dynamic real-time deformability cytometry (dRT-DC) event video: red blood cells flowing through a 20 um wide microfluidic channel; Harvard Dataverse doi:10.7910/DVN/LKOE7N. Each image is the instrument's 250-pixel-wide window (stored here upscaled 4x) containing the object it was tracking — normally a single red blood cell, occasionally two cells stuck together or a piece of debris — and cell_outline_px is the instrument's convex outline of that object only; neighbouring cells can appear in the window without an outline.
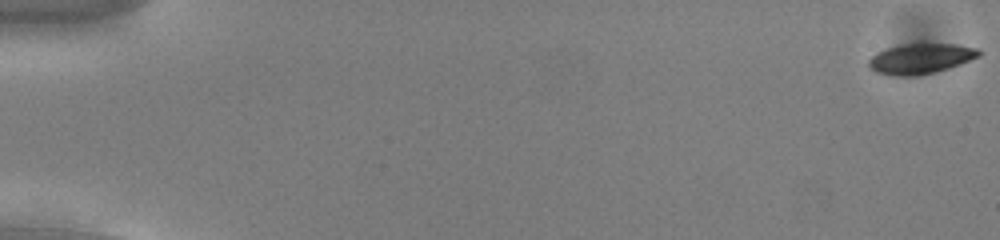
{"species": "common noctule bat (a hibernating species)", "species_latin": "Nyctalus noctula", "temperature_condition": "cold", "stored_images_in_passage": 56, "camera_frame_rate_fps": 3000, "um_per_image_px": 0.085, "animal": {"sex": "male", "body_mass_g": 13.0, "forearm_length_mm": 53.1}, "frame": {"image": 1, "passage_image": 1, "time_ms": 0.0, "image_size_px": [1000, 240], "cell_outline_px": [[980, 56], [960, 64], [948, 68], [916, 76], [900, 76], [876, 72], [868, 68], [868, 60], [876, 52], [888, 48], [904, 44], [956, 44], [980, 48]], "centroid_in_image_um": [78.25, 4.98], "position_along_channel_um": 6.8, "area_um2": 19.31}}
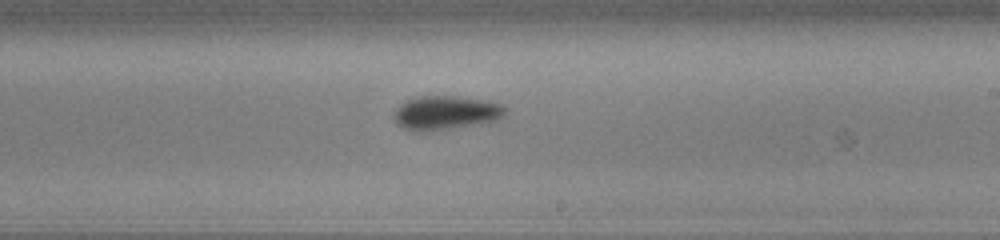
{"frame": {"image": 2, "passage_image": 34, "time_ms": 11.0, "image_size_px": [1000, 240], "cell_outline_px": [[508, 108], [500, 120], [476, 124], [424, 132], [404, 128], [396, 124], [392, 116], [396, 108], [400, 104], [408, 100], [420, 96], [456, 96], [488, 100], [500, 104]], "centroid_in_image_um": [37.9, 9.58], "position_along_channel_um": 251.1, "area_um2": 22.08}}
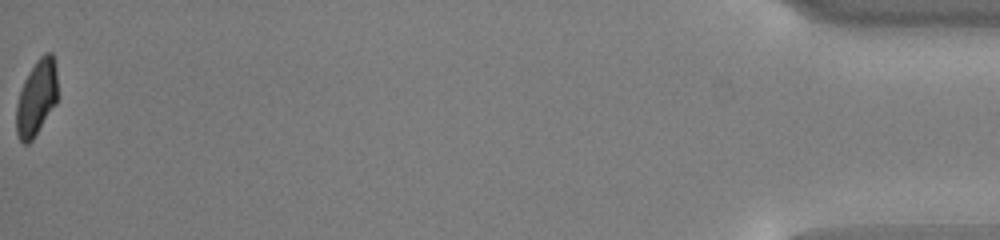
{"frame": {"image": 3, "passage_image": 56, "time_ms": 18.333, "image_size_px": [1000, 240], "cell_outline_px": [[56, 104], [32, 140], [28, 144], [24, 144], [20, 140], [16, 132], [16, 104], [24, 80], [36, 60], [44, 52], [52, 52], [56, 68]], "centroid_in_image_um": [3.09, 8.31], "position_along_channel_um": 432.1, "area_um2": 18.09}, "authors_computed_cell_mechanics": {"area_um2": 20.1433, "velocity_mm_per_s": 3.7664, "shape_relaxation_time_tau1_ms": 2.8825, "shape_relaxation_time_tau2_ms": 7.4616, "deformation_change_tau1": 0.1048, "deformation_change_tau2": 0.1177}}